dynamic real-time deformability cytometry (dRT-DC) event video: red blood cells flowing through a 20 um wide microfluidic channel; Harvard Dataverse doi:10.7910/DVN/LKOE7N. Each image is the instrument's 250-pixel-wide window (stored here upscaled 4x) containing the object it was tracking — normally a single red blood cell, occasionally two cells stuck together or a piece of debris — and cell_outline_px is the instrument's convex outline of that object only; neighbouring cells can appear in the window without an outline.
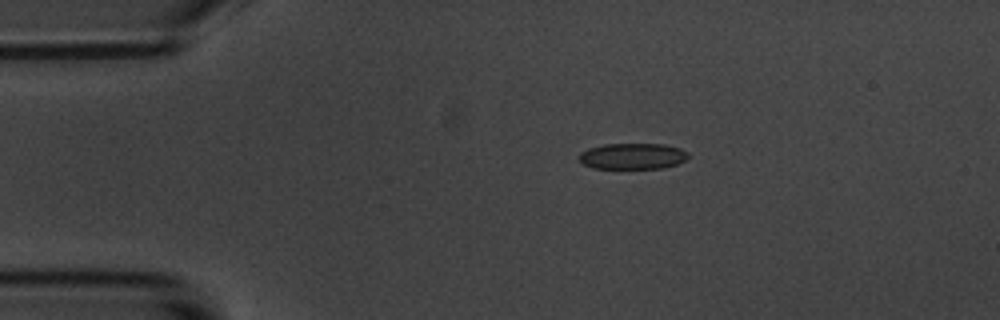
{"species": "common noctule bat (a hibernating species)", "species_latin": "Nyctalus noctula", "temperature_condition": "room temperature", "stored_images_in_passage": 39, "camera_frame_rate_fps": 3000, "um_per_image_px": 0.085, "animal": {"sex": "male", "body_mass_g": 20.1, "forearm_length_mm": 53.5}, "frame": {"image": 1, "passage_image": 1, "time_ms": 0.0, "image_size_px": [1000, 320], "cell_outline_px": [[688, 156], [684, 160], [676, 164], [664, 168], [592, 168], [584, 164], [580, 160], [580, 152], [588, 148], [604, 144], [664, 144], [680, 148], [688, 152]], "centroid_in_image_um": [53.77, 13.27], "position_along_channel_um": 31.2, "area_um2": 16.47}}
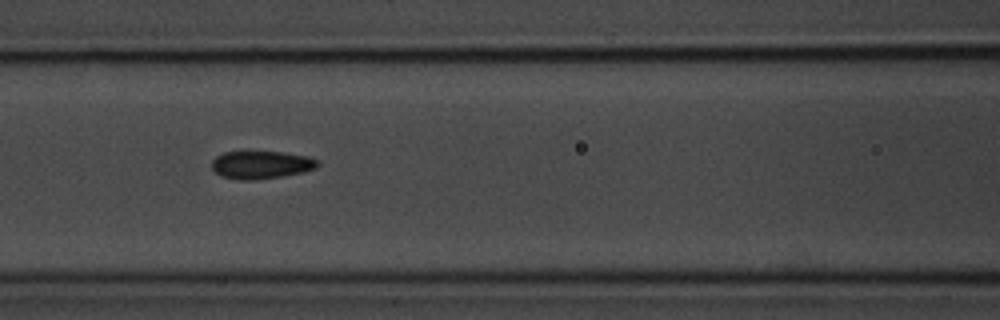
{"frame": {"image": 2, "passage_image": 14, "time_ms": 4.333, "image_size_px": [1000, 320], "cell_outline_px": [[320, 164], [316, 168], [304, 172], [256, 180], [240, 180], [220, 176], [212, 172], [212, 160], [216, 156], [224, 152], [280, 152], [308, 156], [320, 160]], "centroid_in_image_um": [22.19, 14.01], "position_along_channel_um": 144.4, "area_um2": 17.34}}
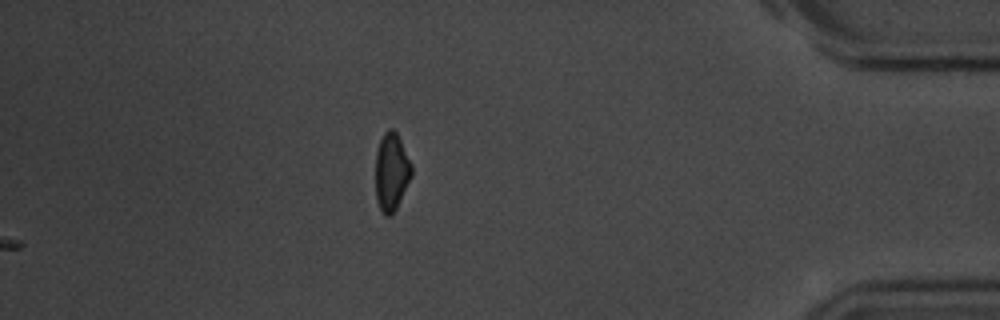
{"frame": {"image": 3, "passage_image": 39, "time_ms": 12.667, "image_size_px": [1000, 320], "cell_outline_px": [[412, 176], [396, 208], [388, 216], [384, 216], [376, 200], [376, 152], [380, 140], [384, 132], [388, 128], [392, 128], [396, 132], [412, 164]], "centroid_in_image_um": [33.27, 14.59], "position_along_channel_um": 401.9, "area_um2": 16.24}, "authors_computed_cell_mechanics": {"area_um2": 17.1088, "velocity_mm_per_s": 3.604, "shape_relaxation_time_tau1_ms": 9.2494, "shape_relaxation_time_tau2_ms": 2.444, "deformation_change_tau1": 0.1345, "deformation_change_tau2": 0.0826}}